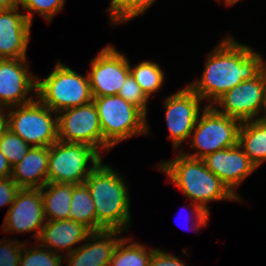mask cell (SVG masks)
<instances>
[{"instance_id": "7c38bea8", "label": "cell", "mask_w": 266, "mask_h": 266, "mask_svg": "<svg viewBox=\"0 0 266 266\" xmlns=\"http://www.w3.org/2000/svg\"><path fill=\"white\" fill-rule=\"evenodd\" d=\"M202 99L187 85L186 88L165 98L166 123L170 132L168 138L174 149L188 139L200 115Z\"/></svg>"}, {"instance_id": "83f0119b", "label": "cell", "mask_w": 266, "mask_h": 266, "mask_svg": "<svg viewBox=\"0 0 266 266\" xmlns=\"http://www.w3.org/2000/svg\"><path fill=\"white\" fill-rule=\"evenodd\" d=\"M64 3L65 0H20L19 6L29 12L25 16L32 24L35 13H39L49 22L52 21V18L62 10Z\"/></svg>"}, {"instance_id": "f1b7e54d", "label": "cell", "mask_w": 266, "mask_h": 266, "mask_svg": "<svg viewBox=\"0 0 266 266\" xmlns=\"http://www.w3.org/2000/svg\"><path fill=\"white\" fill-rule=\"evenodd\" d=\"M118 95L126 102L138 107L145 115H147V103L149 97L140 88L131 73L127 76L125 82L122 84Z\"/></svg>"}, {"instance_id": "9a60e30c", "label": "cell", "mask_w": 266, "mask_h": 266, "mask_svg": "<svg viewBox=\"0 0 266 266\" xmlns=\"http://www.w3.org/2000/svg\"><path fill=\"white\" fill-rule=\"evenodd\" d=\"M203 161L206 167L239 199L240 197L234 189L257 169L238 144L208 154Z\"/></svg>"}, {"instance_id": "d590c367", "label": "cell", "mask_w": 266, "mask_h": 266, "mask_svg": "<svg viewBox=\"0 0 266 266\" xmlns=\"http://www.w3.org/2000/svg\"><path fill=\"white\" fill-rule=\"evenodd\" d=\"M263 110L265 111L264 112L265 114L258 116L259 117L258 120H260L261 122L266 123V90H265V97H264V104H263L262 111Z\"/></svg>"}, {"instance_id": "8d00e7d4", "label": "cell", "mask_w": 266, "mask_h": 266, "mask_svg": "<svg viewBox=\"0 0 266 266\" xmlns=\"http://www.w3.org/2000/svg\"><path fill=\"white\" fill-rule=\"evenodd\" d=\"M240 0H224L227 6H232L233 4L237 3Z\"/></svg>"}, {"instance_id": "6da1fadb", "label": "cell", "mask_w": 266, "mask_h": 266, "mask_svg": "<svg viewBox=\"0 0 266 266\" xmlns=\"http://www.w3.org/2000/svg\"><path fill=\"white\" fill-rule=\"evenodd\" d=\"M207 56L201 79L188 85L202 100L209 99L207 106H212L242 81L254 79L266 68L258 52L231 36L223 38Z\"/></svg>"}, {"instance_id": "ac0fdd59", "label": "cell", "mask_w": 266, "mask_h": 266, "mask_svg": "<svg viewBox=\"0 0 266 266\" xmlns=\"http://www.w3.org/2000/svg\"><path fill=\"white\" fill-rule=\"evenodd\" d=\"M91 233L88 227L71 219L46 220L38 241L55 253L60 254L59 250L65 249L68 251L66 253L70 254L77 249L73 248V245L86 241Z\"/></svg>"}, {"instance_id": "ba28073f", "label": "cell", "mask_w": 266, "mask_h": 266, "mask_svg": "<svg viewBox=\"0 0 266 266\" xmlns=\"http://www.w3.org/2000/svg\"><path fill=\"white\" fill-rule=\"evenodd\" d=\"M16 107L18 108L15 109V106L8 108L11 111L7 113V128L11 132L35 147H50L58 141L56 112L38 99Z\"/></svg>"}, {"instance_id": "d4e9b609", "label": "cell", "mask_w": 266, "mask_h": 266, "mask_svg": "<svg viewBox=\"0 0 266 266\" xmlns=\"http://www.w3.org/2000/svg\"><path fill=\"white\" fill-rule=\"evenodd\" d=\"M154 2L155 0H111L108 9L110 20L113 25L123 24L145 13Z\"/></svg>"}, {"instance_id": "e0dca14e", "label": "cell", "mask_w": 266, "mask_h": 266, "mask_svg": "<svg viewBox=\"0 0 266 266\" xmlns=\"http://www.w3.org/2000/svg\"><path fill=\"white\" fill-rule=\"evenodd\" d=\"M116 230L92 232L82 246L66 254L67 266H109L116 245L122 237ZM120 237V238H119Z\"/></svg>"}, {"instance_id": "f546056e", "label": "cell", "mask_w": 266, "mask_h": 266, "mask_svg": "<svg viewBox=\"0 0 266 266\" xmlns=\"http://www.w3.org/2000/svg\"><path fill=\"white\" fill-rule=\"evenodd\" d=\"M22 248L23 243L16 239L0 241V266H19Z\"/></svg>"}, {"instance_id": "5b68a950", "label": "cell", "mask_w": 266, "mask_h": 266, "mask_svg": "<svg viewBox=\"0 0 266 266\" xmlns=\"http://www.w3.org/2000/svg\"><path fill=\"white\" fill-rule=\"evenodd\" d=\"M36 96L56 113L93 101L89 76H82L59 61L46 79L37 77Z\"/></svg>"}, {"instance_id": "e575fe53", "label": "cell", "mask_w": 266, "mask_h": 266, "mask_svg": "<svg viewBox=\"0 0 266 266\" xmlns=\"http://www.w3.org/2000/svg\"><path fill=\"white\" fill-rule=\"evenodd\" d=\"M4 109H8L7 107L0 105V134L7 128V115L4 112Z\"/></svg>"}, {"instance_id": "30bf717a", "label": "cell", "mask_w": 266, "mask_h": 266, "mask_svg": "<svg viewBox=\"0 0 266 266\" xmlns=\"http://www.w3.org/2000/svg\"><path fill=\"white\" fill-rule=\"evenodd\" d=\"M265 90L266 68L254 79L242 81L225 92L212 106L219 113L241 122L258 120L257 116L262 112L264 104Z\"/></svg>"}, {"instance_id": "1f68e13d", "label": "cell", "mask_w": 266, "mask_h": 266, "mask_svg": "<svg viewBox=\"0 0 266 266\" xmlns=\"http://www.w3.org/2000/svg\"><path fill=\"white\" fill-rule=\"evenodd\" d=\"M147 266H186L179 257L155 249Z\"/></svg>"}, {"instance_id": "ffe728a7", "label": "cell", "mask_w": 266, "mask_h": 266, "mask_svg": "<svg viewBox=\"0 0 266 266\" xmlns=\"http://www.w3.org/2000/svg\"><path fill=\"white\" fill-rule=\"evenodd\" d=\"M238 145L258 168L266 160V123L260 120L241 122Z\"/></svg>"}, {"instance_id": "d6986e66", "label": "cell", "mask_w": 266, "mask_h": 266, "mask_svg": "<svg viewBox=\"0 0 266 266\" xmlns=\"http://www.w3.org/2000/svg\"><path fill=\"white\" fill-rule=\"evenodd\" d=\"M49 147L32 146L12 167L11 178L20 188H42L47 183Z\"/></svg>"}, {"instance_id": "8fae6325", "label": "cell", "mask_w": 266, "mask_h": 266, "mask_svg": "<svg viewBox=\"0 0 266 266\" xmlns=\"http://www.w3.org/2000/svg\"><path fill=\"white\" fill-rule=\"evenodd\" d=\"M90 63L88 76L93 97L118 95L130 74L129 59L112 45H107Z\"/></svg>"}, {"instance_id": "4dcf8cb0", "label": "cell", "mask_w": 266, "mask_h": 266, "mask_svg": "<svg viewBox=\"0 0 266 266\" xmlns=\"http://www.w3.org/2000/svg\"><path fill=\"white\" fill-rule=\"evenodd\" d=\"M20 187L11 178L0 179V207L4 205H12Z\"/></svg>"}, {"instance_id": "603a6c76", "label": "cell", "mask_w": 266, "mask_h": 266, "mask_svg": "<svg viewBox=\"0 0 266 266\" xmlns=\"http://www.w3.org/2000/svg\"><path fill=\"white\" fill-rule=\"evenodd\" d=\"M130 238H121L115 247L109 266H147L155 248L147 247L138 242H130Z\"/></svg>"}, {"instance_id": "5bb4252c", "label": "cell", "mask_w": 266, "mask_h": 266, "mask_svg": "<svg viewBox=\"0 0 266 266\" xmlns=\"http://www.w3.org/2000/svg\"><path fill=\"white\" fill-rule=\"evenodd\" d=\"M46 220L42 195L39 188H20L15 201L10 205L3 222V231L22 233L37 231L33 234L38 240Z\"/></svg>"}, {"instance_id": "cb8c5ba5", "label": "cell", "mask_w": 266, "mask_h": 266, "mask_svg": "<svg viewBox=\"0 0 266 266\" xmlns=\"http://www.w3.org/2000/svg\"><path fill=\"white\" fill-rule=\"evenodd\" d=\"M130 73L148 97L164 83L163 70L155 62L142 61L133 68L130 65Z\"/></svg>"}, {"instance_id": "7402d4cb", "label": "cell", "mask_w": 266, "mask_h": 266, "mask_svg": "<svg viewBox=\"0 0 266 266\" xmlns=\"http://www.w3.org/2000/svg\"><path fill=\"white\" fill-rule=\"evenodd\" d=\"M68 219L81 223L92 232H96V210L85 183L76 184L73 187Z\"/></svg>"}, {"instance_id": "484cf974", "label": "cell", "mask_w": 266, "mask_h": 266, "mask_svg": "<svg viewBox=\"0 0 266 266\" xmlns=\"http://www.w3.org/2000/svg\"><path fill=\"white\" fill-rule=\"evenodd\" d=\"M64 254L48 250L42 245L27 247L23 244L19 266H62Z\"/></svg>"}, {"instance_id": "7a4b0ae2", "label": "cell", "mask_w": 266, "mask_h": 266, "mask_svg": "<svg viewBox=\"0 0 266 266\" xmlns=\"http://www.w3.org/2000/svg\"><path fill=\"white\" fill-rule=\"evenodd\" d=\"M176 156L173 160L160 163L158 168L192 201V219L196 220L192 229L199 232L210 217L208 201H237L239 198L206 167L203 159L191 158L182 152Z\"/></svg>"}, {"instance_id": "d6a6232c", "label": "cell", "mask_w": 266, "mask_h": 266, "mask_svg": "<svg viewBox=\"0 0 266 266\" xmlns=\"http://www.w3.org/2000/svg\"><path fill=\"white\" fill-rule=\"evenodd\" d=\"M12 175V166L9 161L0 151V179L11 177Z\"/></svg>"}, {"instance_id": "3957f363", "label": "cell", "mask_w": 266, "mask_h": 266, "mask_svg": "<svg viewBox=\"0 0 266 266\" xmlns=\"http://www.w3.org/2000/svg\"><path fill=\"white\" fill-rule=\"evenodd\" d=\"M89 188L96 210V232L116 230L124 233L130 227V198L125 181L102 161L84 182Z\"/></svg>"}, {"instance_id": "836d02e7", "label": "cell", "mask_w": 266, "mask_h": 266, "mask_svg": "<svg viewBox=\"0 0 266 266\" xmlns=\"http://www.w3.org/2000/svg\"><path fill=\"white\" fill-rule=\"evenodd\" d=\"M20 0H0V11L18 7Z\"/></svg>"}, {"instance_id": "4fadbf2b", "label": "cell", "mask_w": 266, "mask_h": 266, "mask_svg": "<svg viewBox=\"0 0 266 266\" xmlns=\"http://www.w3.org/2000/svg\"><path fill=\"white\" fill-rule=\"evenodd\" d=\"M27 58L0 59V105L10 108L33 101L37 77L28 70Z\"/></svg>"}, {"instance_id": "2e32d148", "label": "cell", "mask_w": 266, "mask_h": 266, "mask_svg": "<svg viewBox=\"0 0 266 266\" xmlns=\"http://www.w3.org/2000/svg\"><path fill=\"white\" fill-rule=\"evenodd\" d=\"M19 7L0 11V59L26 58L32 24Z\"/></svg>"}, {"instance_id": "4316f807", "label": "cell", "mask_w": 266, "mask_h": 266, "mask_svg": "<svg viewBox=\"0 0 266 266\" xmlns=\"http://www.w3.org/2000/svg\"><path fill=\"white\" fill-rule=\"evenodd\" d=\"M32 146L26 143L20 136L6 128L0 134V151L13 167L19 163Z\"/></svg>"}, {"instance_id": "44dd1931", "label": "cell", "mask_w": 266, "mask_h": 266, "mask_svg": "<svg viewBox=\"0 0 266 266\" xmlns=\"http://www.w3.org/2000/svg\"><path fill=\"white\" fill-rule=\"evenodd\" d=\"M75 185L72 183H46L40 188L46 220L68 219L72 190Z\"/></svg>"}, {"instance_id": "277c9868", "label": "cell", "mask_w": 266, "mask_h": 266, "mask_svg": "<svg viewBox=\"0 0 266 266\" xmlns=\"http://www.w3.org/2000/svg\"><path fill=\"white\" fill-rule=\"evenodd\" d=\"M103 135V150L130 137L149 132L146 115L119 95L93 97Z\"/></svg>"}, {"instance_id": "52a82bcc", "label": "cell", "mask_w": 266, "mask_h": 266, "mask_svg": "<svg viewBox=\"0 0 266 266\" xmlns=\"http://www.w3.org/2000/svg\"><path fill=\"white\" fill-rule=\"evenodd\" d=\"M191 133L190 147L196 150L188 157L203 159L208 154L234 147L238 144L241 121L219 113L213 106L205 105ZM195 129V132H194Z\"/></svg>"}, {"instance_id": "8992f818", "label": "cell", "mask_w": 266, "mask_h": 266, "mask_svg": "<svg viewBox=\"0 0 266 266\" xmlns=\"http://www.w3.org/2000/svg\"><path fill=\"white\" fill-rule=\"evenodd\" d=\"M100 155L86 144L56 141L49 147L47 183H84L102 161Z\"/></svg>"}, {"instance_id": "9c48e42d", "label": "cell", "mask_w": 266, "mask_h": 266, "mask_svg": "<svg viewBox=\"0 0 266 266\" xmlns=\"http://www.w3.org/2000/svg\"><path fill=\"white\" fill-rule=\"evenodd\" d=\"M58 140L81 143L103 151V135L93 101L57 113ZM102 149V150H101Z\"/></svg>"}]
</instances>
